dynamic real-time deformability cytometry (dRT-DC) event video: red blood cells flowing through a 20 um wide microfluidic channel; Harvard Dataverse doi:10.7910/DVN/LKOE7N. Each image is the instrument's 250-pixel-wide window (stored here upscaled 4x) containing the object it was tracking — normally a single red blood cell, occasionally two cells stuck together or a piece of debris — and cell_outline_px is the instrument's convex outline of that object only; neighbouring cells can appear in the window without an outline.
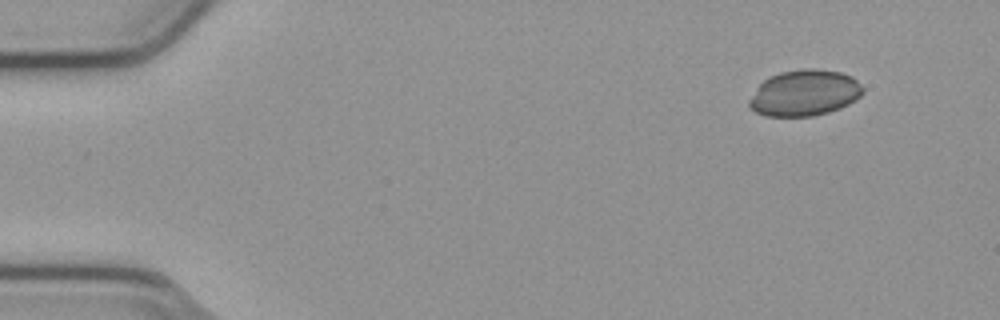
{"species": "common noctule bat (a hibernating species)", "species_latin": "Nyctalus noctula", "temperature_condition": "cold", "stored_images_in_passage": 50, "camera_frame_rate_fps": 3000, "um_per_image_px": 0.085, "animal": {"sex": "male", "body_mass_g": 23.1, "forearm_length_mm": 52.7}, "frame": {"image": 1, "passage_image": 1, "time_ms": 0.0, "image_size_px": [1000, 320], "cell_outline_px": [[864, 92], [856, 100], [840, 108], [828, 112], [812, 116], [764, 116], [756, 112], [748, 104], [748, 100], [756, 88], [764, 80], [780, 72], [804, 68], [816, 68], [840, 72], [852, 76], [864, 88]], "centroid_in_image_um": [68.4, 7.9], "position_along_channel_um": 16.6, "area_um2": 30.58}}